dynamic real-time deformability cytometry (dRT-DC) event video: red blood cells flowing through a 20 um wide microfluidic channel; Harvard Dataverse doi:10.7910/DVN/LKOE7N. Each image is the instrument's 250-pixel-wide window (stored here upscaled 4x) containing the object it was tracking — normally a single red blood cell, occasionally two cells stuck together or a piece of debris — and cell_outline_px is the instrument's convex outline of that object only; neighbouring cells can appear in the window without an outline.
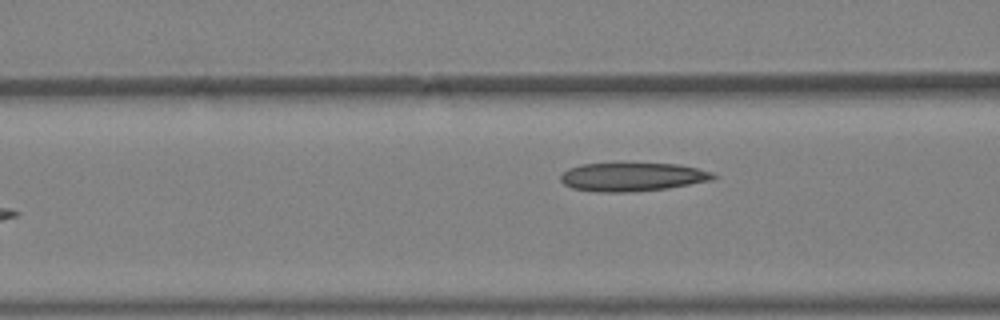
{"species": "Egyptian fruit bat (a non-hibernating species)", "species_latin": "Rousettus aegyptiacus", "temperature_condition": "warm", "stored_images_in_passage": 5, "camera_frame_rate_fps": 3000, "um_per_image_px": 0.085, "animal": {"sex": "female"}, "frame": {"image": 1, "passage_image": 5, "time_ms": 1.333, "image_size_px": [1000, 320], "cell_outline_px": [[716, 176], [712, 180], [668, 188], [628, 192], [596, 192], [572, 188], [564, 184], [560, 180], [560, 176], [568, 168], [580, 164], [624, 160], [680, 164], [712, 172]], "centroid_in_image_um": [53.71, 14.98], "position_along_channel_um": 112.9, "area_um2": 26.65}}